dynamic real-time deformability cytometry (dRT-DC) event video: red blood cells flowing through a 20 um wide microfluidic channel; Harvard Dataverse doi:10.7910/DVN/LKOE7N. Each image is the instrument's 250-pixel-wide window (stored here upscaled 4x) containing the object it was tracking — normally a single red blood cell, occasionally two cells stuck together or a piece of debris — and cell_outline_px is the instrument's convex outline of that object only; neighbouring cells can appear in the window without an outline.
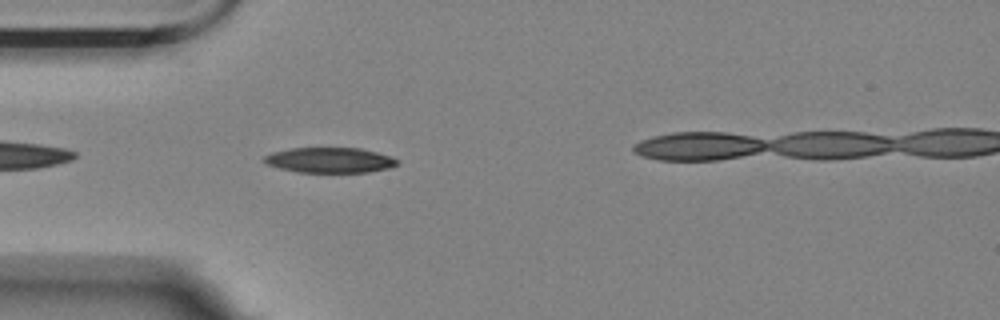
{"species": "Egyptian fruit bat (a non-hibernating species)", "species_latin": "Rousettus aegyptiacus", "temperature_condition": "room temperature", "stored_images_in_passage": 6, "camera_frame_rate_fps": 3000, "um_per_image_px": 0.085, "animal": {"sex": "female"}, "frame": {"image": 1, "passage_image": 3, "time_ms": 0.667, "image_size_px": [1000, 320], "cell_outline_px": [[400, 160], [396, 164], [388, 168], [368, 172], [296, 172], [264, 164], [260, 160], [264, 156], [272, 152], [292, 148], [360, 148], [392, 156]], "centroid_in_image_um": [27.99, 13.61], "position_along_channel_um": 57.0, "area_um2": 19.71}}